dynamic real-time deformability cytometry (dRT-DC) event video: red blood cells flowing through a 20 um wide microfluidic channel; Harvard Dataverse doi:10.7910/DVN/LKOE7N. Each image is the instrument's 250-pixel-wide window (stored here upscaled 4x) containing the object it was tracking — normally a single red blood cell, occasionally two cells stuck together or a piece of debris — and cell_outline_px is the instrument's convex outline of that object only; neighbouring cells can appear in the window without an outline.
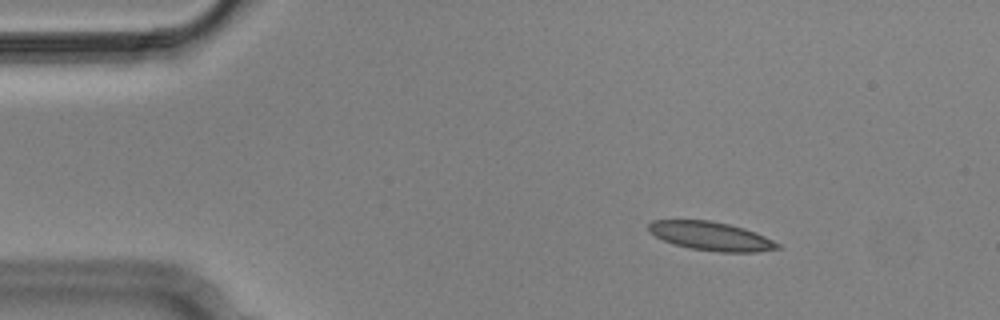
{"species": "Egyptian fruit bat (a non-hibernating species)", "species_latin": "Rousettus aegyptiacus", "temperature_condition": "cold", "stored_images_in_passage": 3, "camera_frame_rate_fps": 3000, "um_per_image_px": 0.085, "animal": {"sex": "male"}, "frame": {"image": 1, "passage_image": 1, "time_ms": 0.0, "image_size_px": [1000, 320], "cell_outline_px": [[780, 248], [756, 252], [720, 252], [692, 248], [676, 244], [664, 240], [648, 232], [648, 224], [652, 220], [708, 220], [728, 224], [744, 228], [756, 232], [780, 244]], "centroid_in_image_um": [60.43, 20.06], "position_along_channel_um": 24.6, "area_um2": 21.33}}